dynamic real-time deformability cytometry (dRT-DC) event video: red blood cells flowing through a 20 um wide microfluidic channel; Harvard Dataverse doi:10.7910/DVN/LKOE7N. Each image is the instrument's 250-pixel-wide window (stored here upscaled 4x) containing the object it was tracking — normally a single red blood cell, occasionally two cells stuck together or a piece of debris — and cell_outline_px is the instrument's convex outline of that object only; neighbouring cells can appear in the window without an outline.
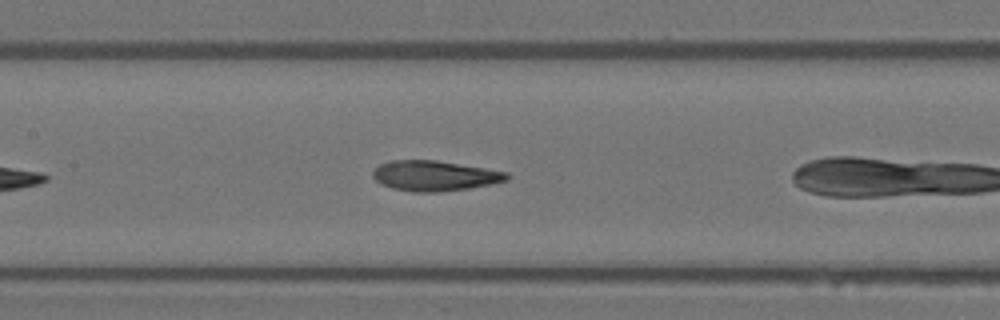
{"species": "Egyptian fruit bat (a non-hibernating species)", "species_latin": "Rousettus aegyptiacus", "temperature_condition": "warm", "stored_images_in_passage": 11, "camera_frame_rate_fps": 3000, "um_per_image_px": 0.085, "animal": {"sex": "female"}, "frame": {"image": 1, "passage_image": 7, "time_ms": 2.0, "image_size_px": [1000, 320], "cell_outline_px": [[512, 176], [508, 180], [492, 184], [468, 188], [436, 192], [412, 192], [392, 188], [380, 184], [372, 176], [372, 172], [380, 164], [388, 160], [436, 160], [508, 172]], "centroid_in_image_um": [36.94, 14.94], "position_along_channel_um": 170.5, "area_um2": 23.7}}